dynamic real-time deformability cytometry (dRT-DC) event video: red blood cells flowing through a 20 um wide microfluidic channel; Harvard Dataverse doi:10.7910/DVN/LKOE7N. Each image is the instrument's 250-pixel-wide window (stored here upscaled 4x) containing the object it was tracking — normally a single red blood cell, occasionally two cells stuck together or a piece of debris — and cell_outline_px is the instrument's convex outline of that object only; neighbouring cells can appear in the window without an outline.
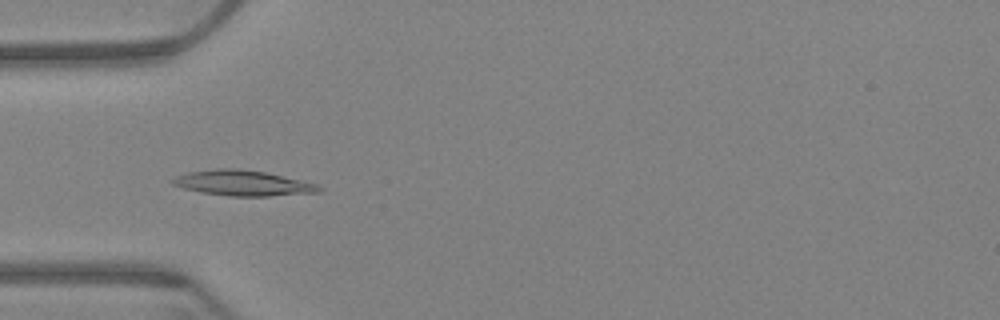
{"species": "Egyptian fruit bat (a non-hibernating species)", "species_latin": "Rousettus aegyptiacus", "temperature_condition": "warm", "stored_images_in_passage": 47, "camera_frame_rate_fps": 3000, "um_per_image_px": 0.085, "animal": {"sex": "female"}, "frame": {"image": 1, "passage_image": 5, "time_ms": 1.333, "image_size_px": [1000, 320], "cell_outline_px": [[324, 188], [320, 192], [268, 196], [228, 196], [200, 192], [184, 188], [172, 184], [168, 180], [176, 176], [188, 172], [216, 168], [236, 168], [264, 172], [316, 184]], "centroid_in_image_um": [20.59, 15.56], "position_along_channel_um": 64.4, "area_um2": 21.56}}
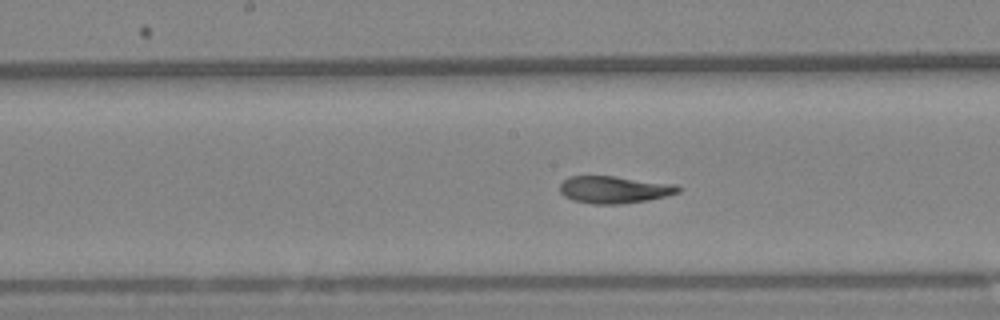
{"frame": {"image": 2, "passage_image": 17, "time_ms": 5.333, "image_size_px": [1000, 320], "cell_outline_px": [[680, 192], [648, 200], [620, 204], [592, 204], [572, 200], [564, 196], [560, 192], [560, 184], [568, 176], [612, 176], [676, 184], [680, 188]], "centroid_in_image_um": [52.18, 16.12], "position_along_channel_um": 196.0, "area_um2": 18.73}}
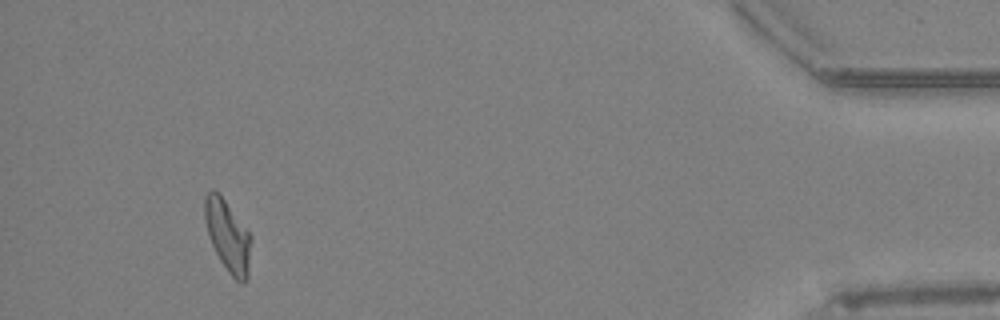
{"frame": {"image": 3, "passage_image": 43, "time_ms": 14.0, "image_size_px": [1000, 320], "cell_outline_px": [[252, 240], [248, 280], [244, 284], [236, 280], [228, 272], [220, 260], [212, 244], [204, 220], [204, 196], [212, 188], [220, 192], [252, 236]], "centroid_in_image_um": [19.38, 20.03], "position_along_channel_um": 415.8, "area_um2": 19.71}, "authors_computed_cell_mechanics": {"area_um2": 19.3052, "velocity_mm_per_s": 3.3268, "shape_relaxation_time_tau1_ms": 6.3483, "shape_relaxation_time_tau2_ms": 2.413, "deformation_change_tau1": 0.1898, "deformation_change_tau2": 0.0917}}